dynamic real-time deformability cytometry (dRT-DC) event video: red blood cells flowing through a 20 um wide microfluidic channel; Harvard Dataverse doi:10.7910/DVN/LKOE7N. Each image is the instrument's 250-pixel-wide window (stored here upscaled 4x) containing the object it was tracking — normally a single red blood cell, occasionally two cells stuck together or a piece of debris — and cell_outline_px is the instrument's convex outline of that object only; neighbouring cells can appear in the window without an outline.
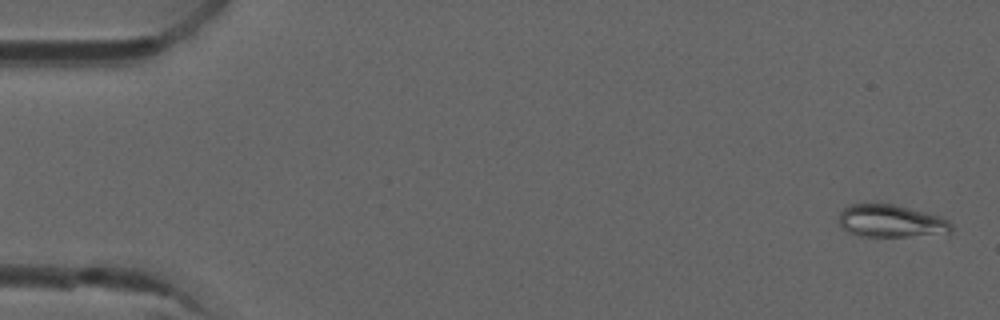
{"species": "common noctule bat (a hibernating species)", "species_latin": "Nyctalus noctula", "temperature_condition": "room temperature", "stored_images_in_passage": 5, "camera_frame_rate_fps": 3000, "um_per_image_px": 0.085, "animal": {"sex": "male", "forearm_length_mm": 52.5}, "frame": {"image": 1, "passage_image": 1, "time_ms": 0.0, "image_size_px": [1000, 320], "cell_outline_px": [[952, 228], [948, 232], [908, 236], [860, 236], [848, 232], [840, 224], [840, 212], [848, 204], [892, 204], [940, 216], [948, 220], [952, 224]], "centroid_in_image_um": [75.7, 18.78], "position_along_channel_um": 9.3, "area_um2": 20.87}}